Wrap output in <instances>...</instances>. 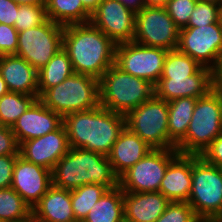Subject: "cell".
Here are the masks:
<instances>
[{
	"label": "cell",
	"instance_id": "23",
	"mask_svg": "<svg viewBox=\"0 0 222 222\" xmlns=\"http://www.w3.org/2000/svg\"><path fill=\"white\" fill-rule=\"evenodd\" d=\"M37 222H77L71 206V190L51 186L33 206Z\"/></svg>",
	"mask_w": 222,
	"mask_h": 222
},
{
	"label": "cell",
	"instance_id": "39",
	"mask_svg": "<svg viewBox=\"0 0 222 222\" xmlns=\"http://www.w3.org/2000/svg\"><path fill=\"white\" fill-rule=\"evenodd\" d=\"M201 156L208 163L222 168V133L212 141Z\"/></svg>",
	"mask_w": 222,
	"mask_h": 222
},
{
	"label": "cell",
	"instance_id": "52",
	"mask_svg": "<svg viewBox=\"0 0 222 222\" xmlns=\"http://www.w3.org/2000/svg\"><path fill=\"white\" fill-rule=\"evenodd\" d=\"M220 94H221V101H222V89L220 88Z\"/></svg>",
	"mask_w": 222,
	"mask_h": 222
},
{
	"label": "cell",
	"instance_id": "49",
	"mask_svg": "<svg viewBox=\"0 0 222 222\" xmlns=\"http://www.w3.org/2000/svg\"><path fill=\"white\" fill-rule=\"evenodd\" d=\"M220 20H221V23H222V5L220 6Z\"/></svg>",
	"mask_w": 222,
	"mask_h": 222
},
{
	"label": "cell",
	"instance_id": "40",
	"mask_svg": "<svg viewBox=\"0 0 222 222\" xmlns=\"http://www.w3.org/2000/svg\"><path fill=\"white\" fill-rule=\"evenodd\" d=\"M18 8L13 0H0V23L14 27Z\"/></svg>",
	"mask_w": 222,
	"mask_h": 222
},
{
	"label": "cell",
	"instance_id": "53",
	"mask_svg": "<svg viewBox=\"0 0 222 222\" xmlns=\"http://www.w3.org/2000/svg\"><path fill=\"white\" fill-rule=\"evenodd\" d=\"M219 5H220V6L222 5V0H219Z\"/></svg>",
	"mask_w": 222,
	"mask_h": 222
},
{
	"label": "cell",
	"instance_id": "30",
	"mask_svg": "<svg viewBox=\"0 0 222 222\" xmlns=\"http://www.w3.org/2000/svg\"><path fill=\"white\" fill-rule=\"evenodd\" d=\"M31 214L32 208L13 188H0V222L20 221Z\"/></svg>",
	"mask_w": 222,
	"mask_h": 222
},
{
	"label": "cell",
	"instance_id": "8",
	"mask_svg": "<svg viewBox=\"0 0 222 222\" xmlns=\"http://www.w3.org/2000/svg\"><path fill=\"white\" fill-rule=\"evenodd\" d=\"M168 102L156 96L131 110L126 127L153 149H169Z\"/></svg>",
	"mask_w": 222,
	"mask_h": 222
},
{
	"label": "cell",
	"instance_id": "9",
	"mask_svg": "<svg viewBox=\"0 0 222 222\" xmlns=\"http://www.w3.org/2000/svg\"><path fill=\"white\" fill-rule=\"evenodd\" d=\"M177 49L217 74L222 67V23L180 29Z\"/></svg>",
	"mask_w": 222,
	"mask_h": 222
},
{
	"label": "cell",
	"instance_id": "31",
	"mask_svg": "<svg viewBox=\"0 0 222 222\" xmlns=\"http://www.w3.org/2000/svg\"><path fill=\"white\" fill-rule=\"evenodd\" d=\"M201 68L202 66L197 61L178 49L169 50L160 78H185L196 74Z\"/></svg>",
	"mask_w": 222,
	"mask_h": 222
},
{
	"label": "cell",
	"instance_id": "17",
	"mask_svg": "<svg viewBox=\"0 0 222 222\" xmlns=\"http://www.w3.org/2000/svg\"><path fill=\"white\" fill-rule=\"evenodd\" d=\"M216 85V73L202 67L196 74L185 78H160L155 85V96L170 102L182 97L205 96Z\"/></svg>",
	"mask_w": 222,
	"mask_h": 222
},
{
	"label": "cell",
	"instance_id": "48",
	"mask_svg": "<svg viewBox=\"0 0 222 222\" xmlns=\"http://www.w3.org/2000/svg\"><path fill=\"white\" fill-rule=\"evenodd\" d=\"M196 222H217V221L214 220V219H202V218H200V219L197 220Z\"/></svg>",
	"mask_w": 222,
	"mask_h": 222
},
{
	"label": "cell",
	"instance_id": "45",
	"mask_svg": "<svg viewBox=\"0 0 222 222\" xmlns=\"http://www.w3.org/2000/svg\"><path fill=\"white\" fill-rule=\"evenodd\" d=\"M9 92L6 82L3 80V78L0 75V97L4 94H7Z\"/></svg>",
	"mask_w": 222,
	"mask_h": 222
},
{
	"label": "cell",
	"instance_id": "22",
	"mask_svg": "<svg viewBox=\"0 0 222 222\" xmlns=\"http://www.w3.org/2000/svg\"><path fill=\"white\" fill-rule=\"evenodd\" d=\"M124 222H156L170 201L159 191L123 192Z\"/></svg>",
	"mask_w": 222,
	"mask_h": 222
},
{
	"label": "cell",
	"instance_id": "5",
	"mask_svg": "<svg viewBox=\"0 0 222 222\" xmlns=\"http://www.w3.org/2000/svg\"><path fill=\"white\" fill-rule=\"evenodd\" d=\"M222 133V101L216 84L205 96L197 98L186 136L176 145L179 154L198 155Z\"/></svg>",
	"mask_w": 222,
	"mask_h": 222
},
{
	"label": "cell",
	"instance_id": "6",
	"mask_svg": "<svg viewBox=\"0 0 222 222\" xmlns=\"http://www.w3.org/2000/svg\"><path fill=\"white\" fill-rule=\"evenodd\" d=\"M39 100L62 117L72 112L86 111L99 106V79L73 73L62 83L47 89Z\"/></svg>",
	"mask_w": 222,
	"mask_h": 222
},
{
	"label": "cell",
	"instance_id": "36",
	"mask_svg": "<svg viewBox=\"0 0 222 222\" xmlns=\"http://www.w3.org/2000/svg\"><path fill=\"white\" fill-rule=\"evenodd\" d=\"M18 31L15 27L0 23V56L16 54Z\"/></svg>",
	"mask_w": 222,
	"mask_h": 222
},
{
	"label": "cell",
	"instance_id": "32",
	"mask_svg": "<svg viewBox=\"0 0 222 222\" xmlns=\"http://www.w3.org/2000/svg\"><path fill=\"white\" fill-rule=\"evenodd\" d=\"M47 19L45 4L19 5L14 27L21 32L39 26Z\"/></svg>",
	"mask_w": 222,
	"mask_h": 222
},
{
	"label": "cell",
	"instance_id": "12",
	"mask_svg": "<svg viewBox=\"0 0 222 222\" xmlns=\"http://www.w3.org/2000/svg\"><path fill=\"white\" fill-rule=\"evenodd\" d=\"M168 50L134 41L116 44L114 65L121 71L150 81H159Z\"/></svg>",
	"mask_w": 222,
	"mask_h": 222
},
{
	"label": "cell",
	"instance_id": "46",
	"mask_svg": "<svg viewBox=\"0 0 222 222\" xmlns=\"http://www.w3.org/2000/svg\"><path fill=\"white\" fill-rule=\"evenodd\" d=\"M216 84L222 89V73L216 74Z\"/></svg>",
	"mask_w": 222,
	"mask_h": 222
},
{
	"label": "cell",
	"instance_id": "4",
	"mask_svg": "<svg viewBox=\"0 0 222 222\" xmlns=\"http://www.w3.org/2000/svg\"><path fill=\"white\" fill-rule=\"evenodd\" d=\"M154 96V84L125 73L115 65L99 79V105L124 116Z\"/></svg>",
	"mask_w": 222,
	"mask_h": 222
},
{
	"label": "cell",
	"instance_id": "10",
	"mask_svg": "<svg viewBox=\"0 0 222 222\" xmlns=\"http://www.w3.org/2000/svg\"><path fill=\"white\" fill-rule=\"evenodd\" d=\"M63 30L64 26L47 19L39 26L18 32L15 55L40 70L63 47Z\"/></svg>",
	"mask_w": 222,
	"mask_h": 222
},
{
	"label": "cell",
	"instance_id": "37",
	"mask_svg": "<svg viewBox=\"0 0 222 222\" xmlns=\"http://www.w3.org/2000/svg\"><path fill=\"white\" fill-rule=\"evenodd\" d=\"M20 144L11 127L0 126V156L19 155Z\"/></svg>",
	"mask_w": 222,
	"mask_h": 222
},
{
	"label": "cell",
	"instance_id": "34",
	"mask_svg": "<svg viewBox=\"0 0 222 222\" xmlns=\"http://www.w3.org/2000/svg\"><path fill=\"white\" fill-rule=\"evenodd\" d=\"M199 219L188 202L173 201L156 222H196Z\"/></svg>",
	"mask_w": 222,
	"mask_h": 222
},
{
	"label": "cell",
	"instance_id": "15",
	"mask_svg": "<svg viewBox=\"0 0 222 222\" xmlns=\"http://www.w3.org/2000/svg\"><path fill=\"white\" fill-rule=\"evenodd\" d=\"M69 149L66 128L62 124L57 130L44 136L20 143L19 156L52 171Z\"/></svg>",
	"mask_w": 222,
	"mask_h": 222
},
{
	"label": "cell",
	"instance_id": "13",
	"mask_svg": "<svg viewBox=\"0 0 222 222\" xmlns=\"http://www.w3.org/2000/svg\"><path fill=\"white\" fill-rule=\"evenodd\" d=\"M135 22L134 42L168 51L177 49L180 29L165 7L145 6L135 14Z\"/></svg>",
	"mask_w": 222,
	"mask_h": 222
},
{
	"label": "cell",
	"instance_id": "18",
	"mask_svg": "<svg viewBox=\"0 0 222 222\" xmlns=\"http://www.w3.org/2000/svg\"><path fill=\"white\" fill-rule=\"evenodd\" d=\"M63 124V117L47 108L37 99L13 124L12 132L18 143L44 136L57 130Z\"/></svg>",
	"mask_w": 222,
	"mask_h": 222
},
{
	"label": "cell",
	"instance_id": "42",
	"mask_svg": "<svg viewBox=\"0 0 222 222\" xmlns=\"http://www.w3.org/2000/svg\"><path fill=\"white\" fill-rule=\"evenodd\" d=\"M170 0H142L144 6L165 7Z\"/></svg>",
	"mask_w": 222,
	"mask_h": 222
},
{
	"label": "cell",
	"instance_id": "19",
	"mask_svg": "<svg viewBox=\"0 0 222 222\" xmlns=\"http://www.w3.org/2000/svg\"><path fill=\"white\" fill-rule=\"evenodd\" d=\"M0 75L9 92H19L39 99L38 70L15 54L0 56Z\"/></svg>",
	"mask_w": 222,
	"mask_h": 222
},
{
	"label": "cell",
	"instance_id": "51",
	"mask_svg": "<svg viewBox=\"0 0 222 222\" xmlns=\"http://www.w3.org/2000/svg\"><path fill=\"white\" fill-rule=\"evenodd\" d=\"M206 1H213L219 3V0H206Z\"/></svg>",
	"mask_w": 222,
	"mask_h": 222
},
{
	"label": "cell",
	"instance_id": "26",
	"mask_svg": "<svg viewBox=\"0 0 222 222\" xmlns=\"http://www.w3.org/2000/svg\"><path fill=\"white\" fill-rule=\"evenodd\" d=\"M45 6L47 18L62 26L86 24L91 19L81 0H46Z\"/></svg>",
	"mask_w": 222,
	"mask_h": 222
},
{
	"label": "cell",
	"instance_id": "33",
	"mask_svg": "<svg viewBox=\"0 0 222 222\" xmlns=\"http://www.w3.org/2000/svg\"><path fill=\"white\" fill-rule=\"evenodd\" d=\"M213 23H221L219 3L197 0L186 27H200Z\"/></svg>",
	"mask_w": 222,
	"mask_h": 222
},
{
	"label": "cell",
	"instance_id": "20",
	"mask_svg": "<svg viewBox=\"0 0 222 222\" xmlns=\"http://www.w3.org/2000/svg\"><path fill=\"white\" fill-rule=\"evenodd\" d=\"M192 189V155L178 154L169 164L159 192L170 202H188Z\"/></svg>",
	"mask_w": 222,
	"mask_h": 222
},
{
	"label": "cell",
	"instance_id": "47",
	"mask_svg": "<svg viewBox=\"0 0 222 222\" xmlns=\"http://www.w3.org/2000/svg\"><path fill=\"white\" fill-rule=\"evenodd\" d=\"M14 222H37L34 216L31 214L26 219L20 220V221H14Z\"/></svg>",
	"mask_w": 222,
	"mask_h": 222
},
{
	"label": "cell",
	"instance_id": "27",
	"mask_svg": "<svg viewBox=\"0 0 222 222\" xmlns=\"http://www.w3.org/2000/svg\"><path fill=\"white\" fill-rule=\"evenodd\" d=\"M74 73L68 53L61 48L51 60L38 70L39 97L49 88L62 83Z\"/></svg>",
	"mask_w": 222,
	"mask_h": 222
},
{
	"label": "cell",
	"instance_id": "3",
	"mask_svg": "<svg viewBox=\"0 0 222 222\" xmlns=\"http://www.w3.org/2000/svg\"><path fill=\"white\" fill-rule=\"evenodd\" d=\"M89 183L110 190L118 186V177L108 156L84 148H70L52 170V185L72 190Z\"/></svg>",
	"mask_w": 222,
	"mask_h": 222
},
{
	"label": "cell",
	"instance_id": "44",
	"mask_svg": "<svg viewBox=\"0 0 222 222\" xmlns=\"http://www.w3.org/2000/svg\"><path fill=\"white\" fill-rule=\"evenodd\" d=\"M18 5L46 4V0H13Z\"/></svg>",
	"mask_w": 222,
	"mask_h": 222
},
{
	"label": "cell",
	"instance_id": "38",
	"mask_svg": "<svg viewBox=\"0 0 222 222\" xmlns=\"http://www.w3.org/2000/svg\"><path fill=\"white\" fill-rule=\"evenodd\" d=\"M18 156H0V188L11 187L14 165Z\"/></svg>",
	"mask_w": 222,
	"mask_h": 222
},
{
	"label": "cell",
	"instance_id": "16",
	"mask_svg": "<svg viewBox=\"0 0 222 222\" xmlns=\"http://www.w3.org/2000/svg\"><path fill=\"white\" fill-rule=\"evenodd\" d=\"M51 186V170L28 162L20 156L17 157L12 175L11 188H13L31 208H33Z\"/></svg>",
	"mask_w": 222,
	"mask_h": 222
},
{
	"label": "cell",
	"instance_id": "29",
	"mask_svg": "<svg viewBox=\"0 0 222 222\" xmlns=\"http://www.w3.org/2000/svg\"><path fill=\"white\" fill-rule=\"evenodd\" d=\"M108 189L99 184H85L71 190V206L77 222H82L90 209Z\"/></svg>",
	"mask_w": 222,
	"mask_h": 222
},
{
	"label": "cell",
	"instance_id": "50",
	"mask_svg": "<svg viewBox=\"0 0 222 222\" xmlns=\"http://www.w3.org/2000/svg\"><path fill=\"white\" fill-rule=\"evenodd\" d=\"M216 221L217 222H222V214H221V216Z\"/></svg>",
	"mask_w": 222,
	"mask_h": 222
},
{
	"label": "cell",
	"instance_id": "21",
	"mask_svg": "<svg viewBox=\"0 0 222 222\" xmlns=\"http://www.w3.org/2000/svg\"><path fill=\"white\" fill-rule=\"evenodd\" d=\"M151 150V146L125 126L108 155L114 174L119 178Z\"/></svg>",
	"mask_w": 222,
	"mask_h": 222
},
{
	"label": "cell",
	"instance_id": "2",
	"mask_svg": "<svg viewBox=\"0 0 222 222\" xmlns=\"http://www.w3.org/2000/svg\"><path fill=\"white\" fill-rule=\"evenodd\" d=\"M74 73L100 79L114 65L116 44L90 22L64 26L63 47Z\"/></svg>",
	"mask_w": 222,
	"mask_h": 222
},
{
	"label": "cell",
	"instance_id": "25",
	"mask_svg": "<svg viewBox=\"0 0 222 222\" xmlns=\"http://www.w3.org/2000/svg\"><path fill=\"white\" fill-rule=\"evenodd\" d=\"M82 222H124L122 189L117 186L107 190Z\"/></svg>",
	"mask_w": 222,
	"mask_h": 222
},
{
	"label": "cell",
	"instance_id": "11",
	"mask_svg": "<svg viewBox=\"0 0 222 222\" xmlns=\"http://www.w3.org/2000/svg\"><path fill=\"white\" fill-rule=\"evenodd\" d=\"M179 154L176 149H153L118 178L123 192L159 191L168 164Z\"/></svg>",
	"mask_w": 222,
	"mask_h": 222
},
{
	"label": "cell",
	"instance_id": "43",
	"mask_svg": "<svg viewBox=\"0 0 222 222\" xmlns=\"http://www.w3.org/2000/svg\"><path fill=\"white\" fill-rule=\"evenodd\" d=\"M102 0H81L83 6L92 13Z\"/></svg>",
	"mask_w": 222,
	"mask_h": 222
},
{
	"label": "cell",
	"instance_id": "41",
	"mask_svg": "<svg viewBox=\"0 0 222 222\" xmlns=\"http://www.w3.org/2000/svg\"><path fill=\"white\" fill-rule=\"evenodd\" d=\"M122 5L132 11L134 14L139 13L145 6L142 0H118Z\"/></svg>",
	"mask_w": 222,
	"mask_h": 222
},
{
	"label": "cell",
	"instance_id": "28",
	"mask_svg": "<svg viewBox=\"0 0 222 222\" xmlns=\"http://www.w3.org/2000/svg\"><path fill=\"white\" fill-rule=\"evenodd\" d=\"M37 100L35 96L8 92L0 97V125L12 127L17 119Z\"/></svg>",
	"mask_w": 222,
	"mask_h": 222
},
{
	"label": "cell",
	"instance_id": "35",
	"mask_svg": "<svg viewBox=\"0 0 222 222\" xmlns=\"http://www.w3.org/2000/svg\"><path fill=\"white\" fill-rule=\"evenodd\" d=\"M196 3L197 0H170L165 9L175 25L182 29L187 26Z\"/></svg>",
	"mask_w": 222,
	"mask_h": 222
},
{
	"label": "cell",
	"instance_id": "24",
	"mask_svg": "<svg viewBox=\"0 0 222 222\" xmlns=\"http://www.w3.org/2000/svg\"><path fill=\"white\" fill-rule=\"evenodd\" d=\"M196 101L193 97H182L168 102L169 149H176L186 136Z\"/></svg>",
	"mask_w": 222,
	"mask_h": 222
},
{
	"label": "cell",
	"instance_id": "7",
	"mask_svg": "<svg viewBox=\"0 0 222 222\" xmlns=\"http://www.w3.org/2000/svg\"><path fill=\"white\" fill-rule=\"evenodd\" d=\"M188 203L202 219L217 220L222 214V168L192 155V189Z\"/></svg>",
	"mask_w": 222,
	"mask_h": 222
},
{
	"label": "cell",
	"instance_id": "14",
	"mask_svg": "<svg viewBox=\"0 0 222 222\" xmlns=\"http://www.w3.org/2000/svg\"><path fill=\"white\" fill-rule=\"evenodd\" d=\"M90 23L115 44L133 41L135 14L118 0H102L91 13Z\"/></svg>",
	"mask_w": 222,
	"mask_h": 222
},
{
	"label": "cell",
	"instance_id": "1",
	"mask_svg": "<svg viewBox=\"0 0 222 222\" xmlns=\"http://www.w3.org/2000/svg\"><path fill=\"white\" fill-rule=\"evenodd\" d=\"M63 124L70 148H84L108 156L126 126V118L99 105L65 115Z\"/></svg>",
	"mask_w": 222,
	"mask_h": 222
}]
</instances>
